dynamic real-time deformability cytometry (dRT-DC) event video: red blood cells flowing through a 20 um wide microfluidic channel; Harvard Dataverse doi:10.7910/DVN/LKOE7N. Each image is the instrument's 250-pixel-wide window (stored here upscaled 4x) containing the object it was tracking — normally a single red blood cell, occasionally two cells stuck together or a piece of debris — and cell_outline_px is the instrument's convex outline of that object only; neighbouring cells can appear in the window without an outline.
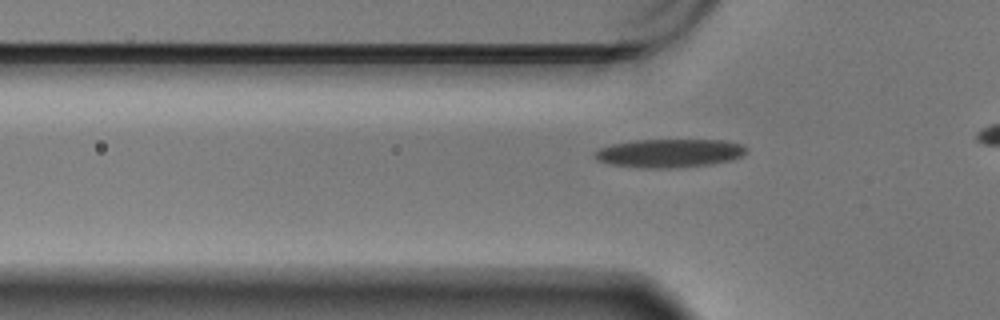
{"species": "Egyptian fruit bat (a non-hibernating species)", "species_latin": "Rousettus aegyptiacus", "temperature_condition": "warm", "stored_images_in_passage": 34, "camera_frame_rate_fps": 3000, "um_per_image_px": 0.085, "animal": {"sex": "male"}, "frame": {"image": 1, "passage_image": 2, "time_ms": 0.333, "image_size_px": [1000, 320], "cell_outline_px": [[748, 148], [740, 156], [732, 160], [712, 164], [668, 168], [644, 168], [612, 164], [596, 160], [596, 152], [600, 148], [612, 144], [636, 140], [724, 140], [740, 144]], "centroid_in_image_um": [56.92, 13.01], "position_along_channel_um": 68.9, "area_um2": 24.85}}
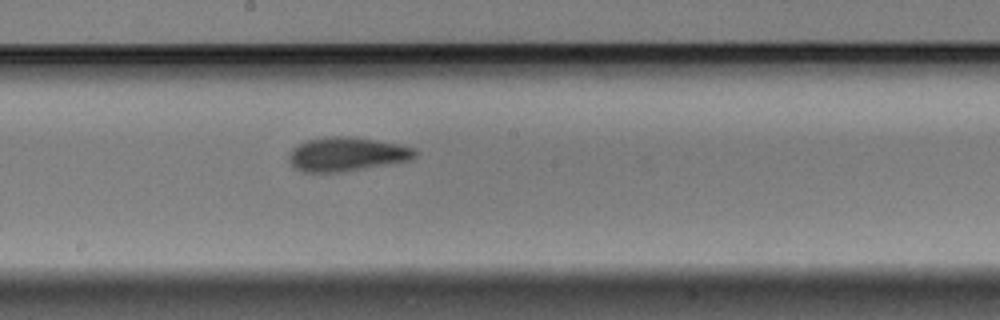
{"frame": {"image": 2, "passage_image": 15, "time_ms": 4.667, "image_size_px": [1000, 320], "cell_outline_px": [[420, 152], [416, 156], [408, 160], [364, 168], [340, 172], [304, 172], [292, 168], [288, 160], [288, 152], [292, 148], [304, 140], [324, 136], [352, 136], [400, 144], [416, 148]], "centroid_in_image_um": [29.42, 13.09], "position_along_channel_um": 218.8, "area_um2": 25.37}}
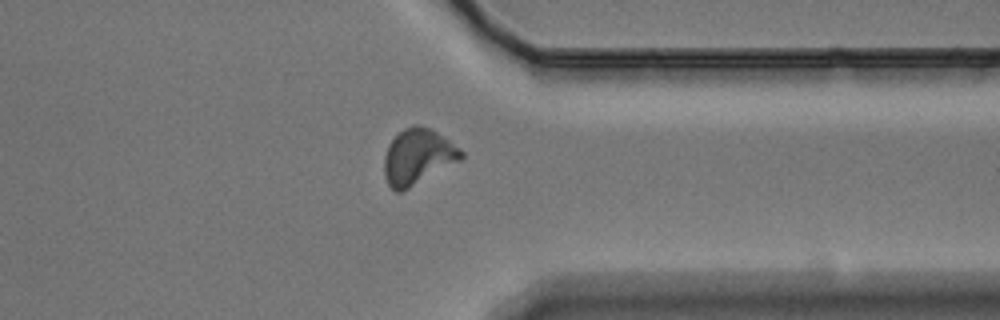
{"frame": {"image": 3, "passage_image": 29, "time_ms": 9.333, "image_size_px": [1000, 320], "cell_outline_px": [[464, 156], [460, 160], [408, 188], [400, 192], [396, 192], [388, 184], [384, 176], [384, 156], [388, 144], [404, 128], [412, 124], [420, 124], [444, 136], [460, 148], [464, 152]], "centroid_in_image_um": [35.5, 13.3], "position_along_channel_um": 375.9, "area_um2": 24.74}, "authors_computed_cell_mechanics": {"area_um2": 24.0448, "velocity_mm_per_s": 3.4508, "shape_relaxation_time_tau1_ms": 4.4615, "shape_relaxation_time_tau2_ms": 2.3116, "deformation_change_tau1": 0.1546, "deformation_change_tau2": 0.0862}}